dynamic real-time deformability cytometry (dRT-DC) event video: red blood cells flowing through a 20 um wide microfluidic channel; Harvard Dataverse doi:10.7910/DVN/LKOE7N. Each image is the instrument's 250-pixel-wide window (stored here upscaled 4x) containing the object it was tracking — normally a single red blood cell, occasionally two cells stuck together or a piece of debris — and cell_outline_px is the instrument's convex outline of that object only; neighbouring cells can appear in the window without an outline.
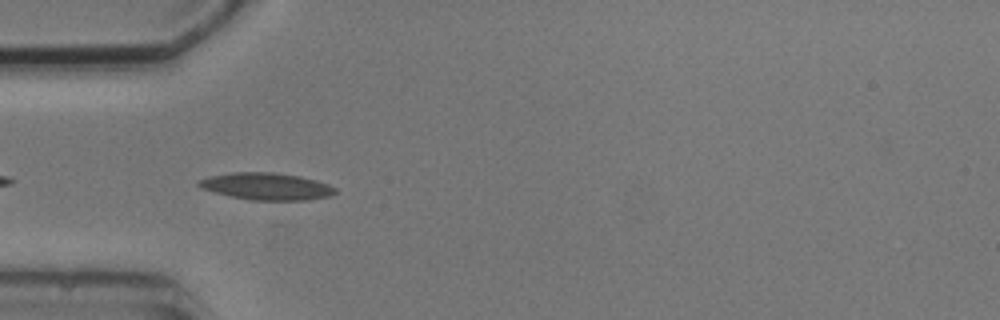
{"species": "common noctule bat (a hibernating species)", "species_latin": "Nyctalus noctula", "temperature_condition": "cold", "stored_images_in_passage": 3, "camera_frame_rate_fps": 3000, "um_per_image_px": 0.085, "animal": {"sex": "male", "body_mass_g": 20.5, "forearm_length_mm": 52.5}, "frame": {"image": 1, "passage_image": 2, "time_ms": 1.333, "image_size_px": [1000, 320], "cell_outline_px": [[336, 192], [332, 196], [308, 200], [252, 200], [232, 196], [200, 188], [196, 184], [196, 180], [208, 176], [232, 172], [272, 172], [300, 176], [316, 180], [328, 184], [336, 188]], "centroid_in_image_um": [22.65, 15.83], "position_along_channel_um": 62.4, "area_um2": 21.62}}